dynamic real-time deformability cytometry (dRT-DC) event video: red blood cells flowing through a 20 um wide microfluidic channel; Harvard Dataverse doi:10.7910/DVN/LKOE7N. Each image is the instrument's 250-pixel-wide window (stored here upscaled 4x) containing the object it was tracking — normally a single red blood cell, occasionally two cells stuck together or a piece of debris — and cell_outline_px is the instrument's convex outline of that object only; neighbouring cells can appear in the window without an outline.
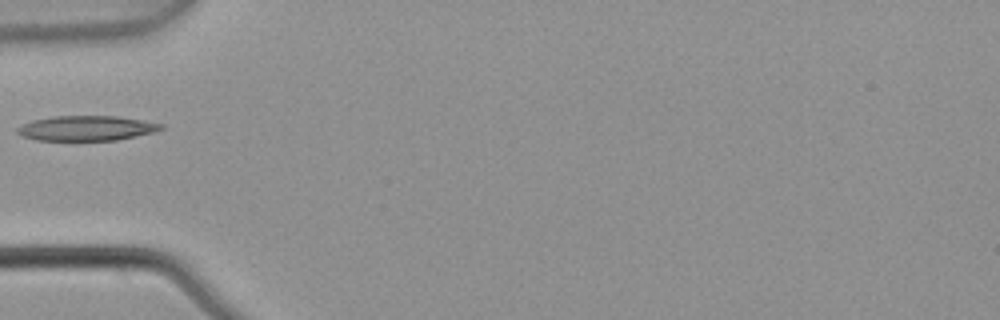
{"species": "common noctule bat (a hibernating species)", "species_latin": "Nyctalus noctula", "temperature_condition": "warm", "stored_images_in_passage": 1, "camera_frame_rate_fps": 3000, "um_per_image_px": 0.085, "animal": {"sex": "male", "body_mass_g": 21.5, "forearm_length_mm": 52.0}, "frame": {"image": 1, "passage_image": 1, "time_ms": 0.0, "image_size_px": [1000, 320], "cell_outline_px": [[164, 128], [152, 132], [136, 136], [116, 140], [36, 140], [20, 136], [16, 132], [16, 128], [32, 120], [52, 116], [116, 116], [164, 124]], "centroid_in_image_um": [7.3, 10.9], "position_along_channel_um": 77.7, "area_um2": 20.81}}